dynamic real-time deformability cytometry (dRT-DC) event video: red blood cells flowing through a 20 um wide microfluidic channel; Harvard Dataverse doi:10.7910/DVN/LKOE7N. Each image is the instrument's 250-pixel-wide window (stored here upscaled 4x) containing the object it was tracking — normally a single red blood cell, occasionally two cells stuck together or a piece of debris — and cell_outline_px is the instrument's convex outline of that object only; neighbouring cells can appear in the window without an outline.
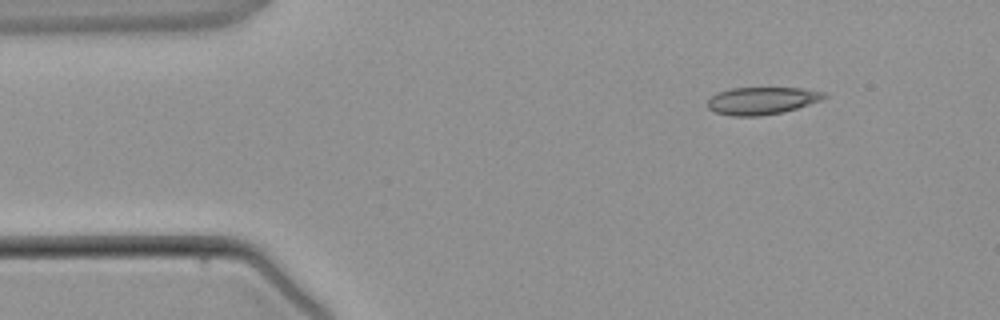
{"species": "common noctule bat (a hibernating species)", "species_latin": "Nyctalus noctula", "temperature_condition": "warm", "stored_images_in_passage": 3, "camera_frame_rate_fps": 3000, "um_per_image_px": 0.085, "animal": {"sex": "male", "body_mass_g": 21.5, "forearm_length_mm": 52.0}, "frame": {"image": 1, "passage_image": 1, "time_ms": 0.0, "image_size_px": [1000, 320], "cell_outline_px": [[828, 96], [820, 100], [784, 112], [760, 116], [732, 116], [716, 112], [708, 108], [708, 100], [712, 96], [720, 92], [732, 88], [800, 88], [824, 92]], "centroid_in_image_um": [64.76, 8.56], "position_along_channel_um": 20.2, "area_um2": 18.38}}
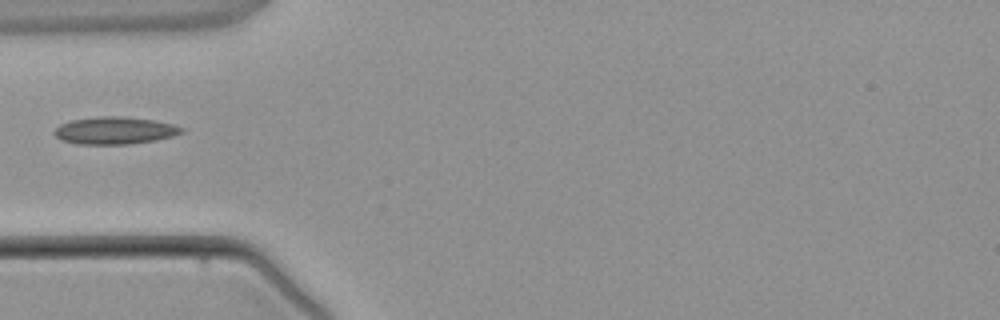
{"frame": {"image": 2, "passage_image": 3, "time_ms": 2.667, "image_size_px": [1000, 320], "cell_outline_px": [[184, 132], [172, 136], [156, 140], [128, 144], [76, 144], [60, 140], [52, 132], [60, 124], [72, 120], [100, 116], [124, 116], [156, 120], [172, 124], [184, 128]], "centroid_in_image_um": [9.75, 11.09], "position_along_channel_um": 75.3, "area_um2": 20.4}}